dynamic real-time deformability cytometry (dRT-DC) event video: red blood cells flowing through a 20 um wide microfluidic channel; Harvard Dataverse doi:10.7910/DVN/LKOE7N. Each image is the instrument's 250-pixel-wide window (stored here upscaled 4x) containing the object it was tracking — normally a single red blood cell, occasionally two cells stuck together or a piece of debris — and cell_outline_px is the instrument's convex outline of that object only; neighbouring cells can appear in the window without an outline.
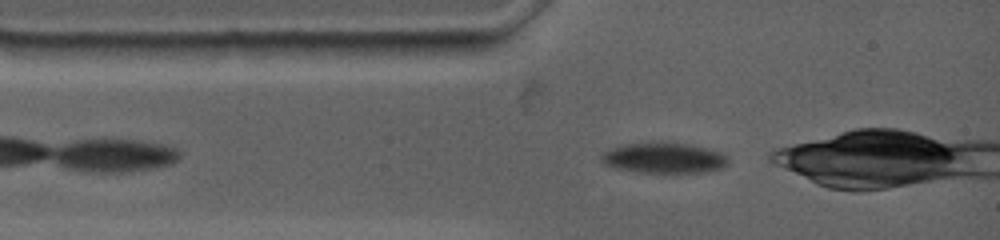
{"species": "common noctule bat (a hibernating species)", "species_latin": "Nyctalus noctula", "temperature_condition": "warm", "stored_images_in_passage": 11, "camera_frame_rate_fps": 4500, "um_per_image_px": 0.085, "animal": {"sex": "female", "body_mass_g": 19.0, "forearm_length_mm": 53.3}, "frame": {"image": 1, "passage_image": 2, "time_ms": 0.222, "image_size_px": [1000, 240], "cell_outline_px": [[728, 164], [724, 168], [704, 172], [640, 172], [616, 168], [604, 164], [600, 160], [600, 152], [608, 148], [620, 144], [652, 140], [664, 140], [692, 144], [708, 148], [720, 152], [728, 156]], "centroid_in_image_um": [56.39, 13.37], "position_along_channel_um": 28.6, "area_um2": 23.64}}